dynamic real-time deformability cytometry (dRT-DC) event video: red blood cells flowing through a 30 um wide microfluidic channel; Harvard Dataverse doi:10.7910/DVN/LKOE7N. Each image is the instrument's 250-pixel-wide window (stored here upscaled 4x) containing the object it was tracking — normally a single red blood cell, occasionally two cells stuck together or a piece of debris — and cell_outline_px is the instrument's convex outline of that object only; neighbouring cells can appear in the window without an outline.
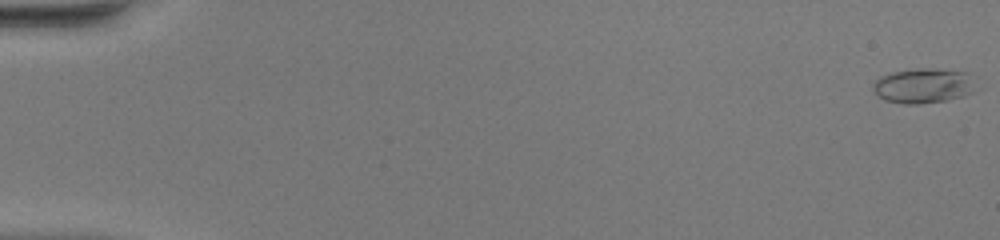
{"species": "common noctule bat (a hibernating species)", "species_latin": "Nyctalus noctula", "temperature_condition": "warm", "stored_images_in_passage": 51, "camera_frame_rate_fps": 3000, "um_per_image_px": 0.085, "animal": {"sex": "female", "body_mass_g": 20.0, "forearm_length_mm": 54.0}, "frame": {"image": 1, "passage_image": 1, "time_ms": 0.0, "image_size_px": [1000, 240], "cell_outline_px": [[972, 92], [964, 96], [948, 100], [920, 104], [904, 104], [884, 100], [872, 88], [872, 84], [876, 80], [892, 72], [916, 68], [932, 68], [968, 72], [972, 88]], "centroid_in_image_um": [78.45, 7.29], "position_along_channel_um": 6.5, "area_um2": 20.63}}
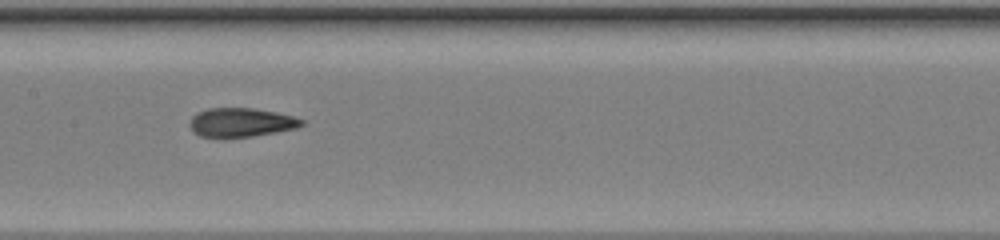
{"frame": {"image": 2, "passage_image": 27, "time_ms": 8.667, "image_size_px": [1000, 240], "cell_outline_px": [[304, 124], [296, 128], [252, 136], [200, 136], [192, 132], [188, 124], [192, 116], [196, 112], [208, 108], [252, 108], [276, 112], [292, 116], [304, 120]], "centroid_in_image_um": [20.45, 10.38], "position_along_channel_um": 186.9, "area_um2": 18.67}}
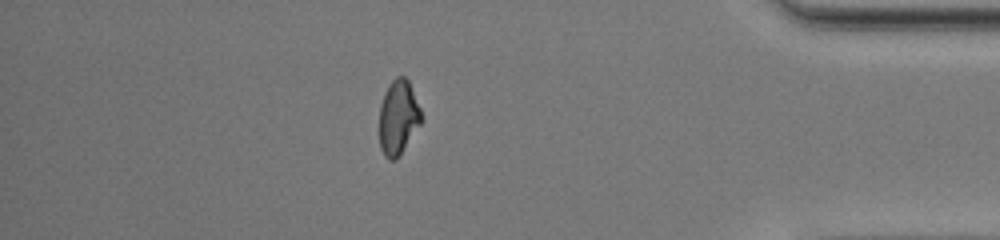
{"frame": {"image": 3, "passage_image": 45, "time_ms": 14.667, "image_size_px": [1000, 240], "cell_outline_px": [[424, 120], [396, 160], [388, 160], [384, 156], [380, 148], [380, 104], [384, 92], [388, 84], [396, 76], [404, 76], [408, 80], [420, 108]], "centroid_in_image_um": [33.86, 9.98], "position_along_channel_um": 401.3, "area_um2": 18.44}, "authors_computed_cell_mechanics": {"area_um2": 19.4208, "velocity_mm_per_s": 4.1363, "shape_relaxation_time_tau1_ms": null, "shape_relaxation_time_tau2_ms": 1.1281, "deformation_change_tau1": null, "deformation_change_tau2": 0.0716}}